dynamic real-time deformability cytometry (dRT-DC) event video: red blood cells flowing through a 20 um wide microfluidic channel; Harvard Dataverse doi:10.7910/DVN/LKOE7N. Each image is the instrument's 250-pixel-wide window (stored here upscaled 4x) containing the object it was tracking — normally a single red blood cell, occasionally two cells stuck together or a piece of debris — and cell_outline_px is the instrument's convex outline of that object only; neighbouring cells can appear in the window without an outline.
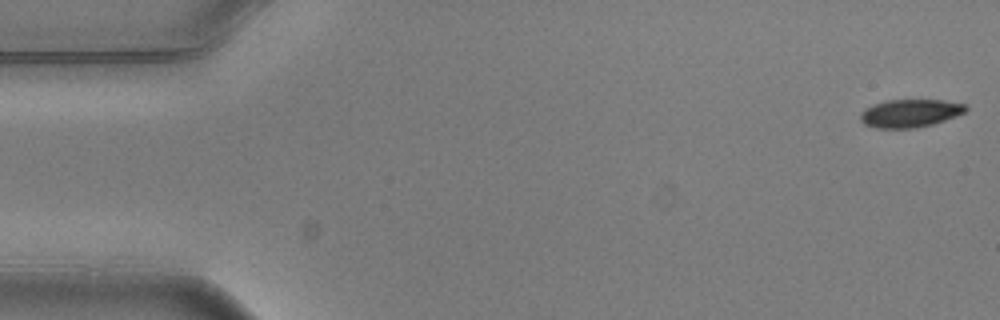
{"species": "common noctule bat (a hibernating species)", "species_latin": "Nyctalus noctula", "temperature_condition": "warm", "stored_images_in_passage": 7, "camera_frame_rate_fps": 3000, "um_per_image_px": 0.085, "animal": {"sex": "male", "body_mass_g": 20.5, "forearm_length_mm": 52.5}, "frame": {"image": 1, "passage_image": 1, "time_ms": 0.0, "image_size_px": [1000, 320], "cell_outline_px": [[968, 108], [964, 112], [956, 116], [932, 124], [916, 128], [876, 128], [864, 124], [860, 120], [860, 112], [864, 108], [872, 104], [888, 100], [944, 100], [964, 104]], "centroid_in_image_um": [77.31, 9.62], "position_along_channel_um": 7.7, "area_um2": 17.22}}
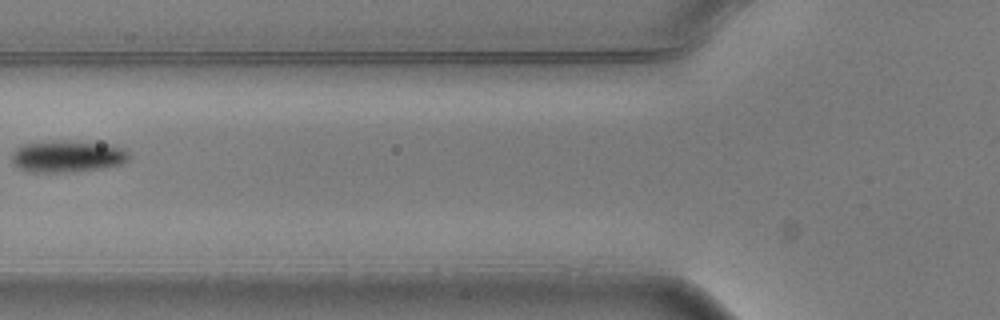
{"frame": {"image": 2, "passage_image": 6, "time_ms": 1.667, "image_size_px": [1000, 320], "cell_outline_px": [[128, 160], [120, 164], [100, 168], [60, 172], [28, 172], [16, 168], [12, 164], [12, 152], [16, 148], [24, 144], [52, 140], [68, 140], [112, 144], [128, 152]], "centroid_in_image_um": [5.66, 13.27], "position_along_channel_um": 120.1, "area_um2": 21.85}}
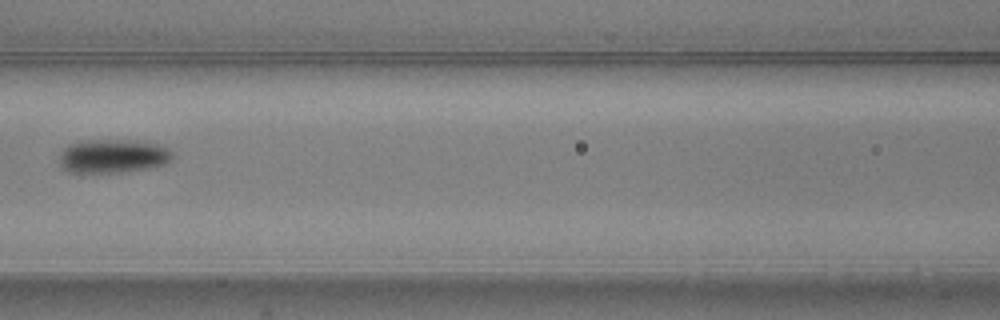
{"frame": {"image": 3, "passage_image": 7, "time_ms": 2.0, "image_size_px": [1000, 320], "cell_outline_px": [[172, 160], [164, 164], [148, 168], [120, 172], [68, 172], [60, 164], [60, 152], [68, 144], [80, 140], [136, 140], [164, 144], [172, 152]], "centroid_in_image_um": [9.62, 13.24], "position_along_channel_um": 157.0, "area_um2": 22.48}}